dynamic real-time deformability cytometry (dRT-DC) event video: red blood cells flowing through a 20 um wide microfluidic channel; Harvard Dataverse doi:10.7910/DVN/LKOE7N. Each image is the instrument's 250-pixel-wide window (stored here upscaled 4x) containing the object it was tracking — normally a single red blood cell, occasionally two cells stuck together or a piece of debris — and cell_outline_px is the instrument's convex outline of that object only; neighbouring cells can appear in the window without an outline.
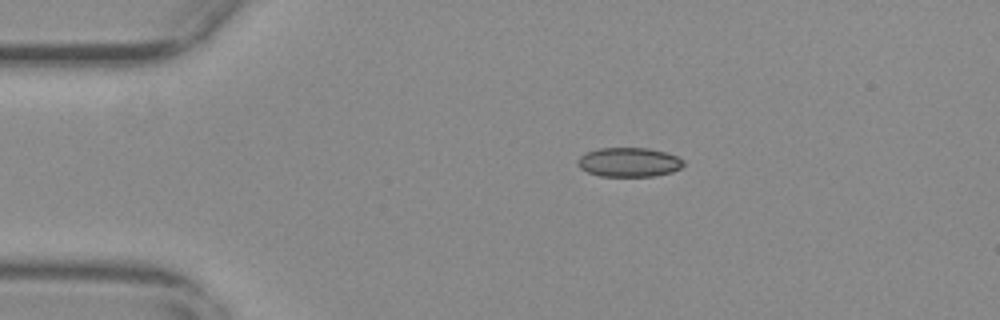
{"species": "common noctule bat (a hibernating species)", "species_latin": "Nyctalus noctula", "temperature_condition": "warm", "stored_images_in_passage": 50, "camera_frame_rate_fps": 3000, "um_per_image_px": 0.085, "animal": {"sex": "female", "body_mass_g": 29.2, "forearm_length_mm": 56.3}, "frame": {"image": 1, "passage_image": 5, "time_ms": 1.333, "image_size_px": [1000, 320], "cell_outline_px": [[684, 164], [680, 168], [672, 172], [652, 176], [600, 176], [588, 172], [580, 168], [576, 160], [580, 156], [588, 152], [600, 148], [648, 148], [664, 152], [676, 156], [684, 160]], "centroid_in_image_um": [53.46, 13.79], "position_along_channel_um": 31.5, "area_um2": 17.92}}
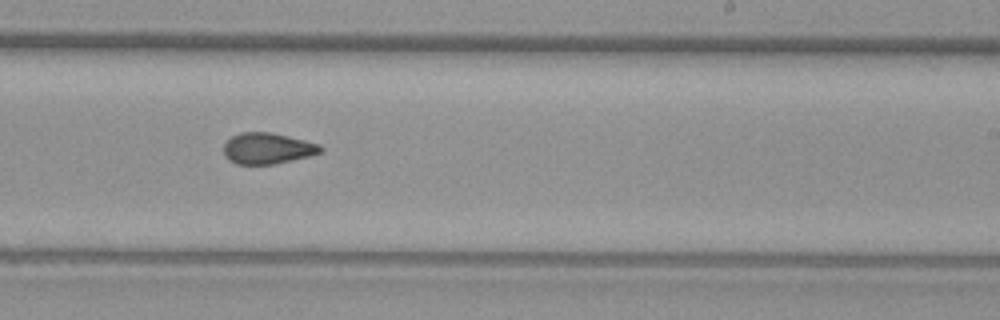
{"frame": {"image": 2, "passage_image": 28, "time_ms": 9.0, "image_size_px": [1000, 320], "cell_outline_px": [[324, 148], [320, 152], [308, 156], [272, 164], [236, 164], [228, 160], [224, 156], [224, 144], [232, 136], [240, 132], [272, 132], [320, 144]], "centroid_in_image_um": [22.71, 12.6], "position_along_channel_um": 266.3, "area_um2": 17.46}}
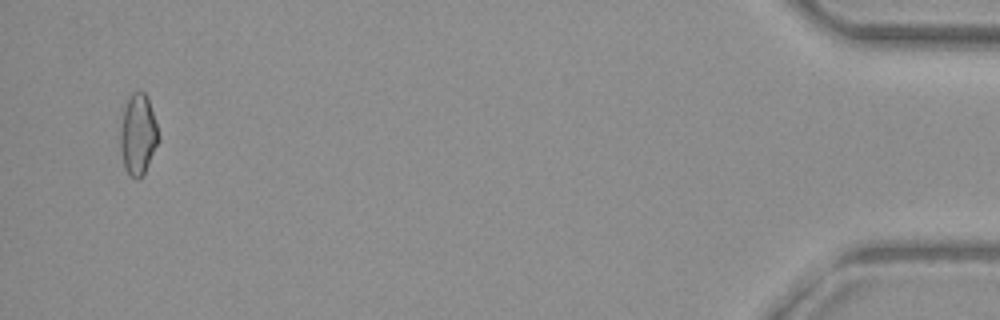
{"frame": {"image": 3, "passage_image": 48, "time_ms": 15.667, "image_size_px": [1000, 320], "cell_outline_px": [[160, 140], [140, 180], [136, 180], [124, 168], [120, 152], [120, 128], [124, 108], [128, 96], [132, 92], [144, 92], [148, 100], [160, 136]], "centroid_in_image_um": [11.72, 11.45], "position_along_channel_um": 423.5, "area_um2": 17.98}, "authors_computed_cell_mechanics": {"area_um2": 17.7735, "velocity_mm_per_s": 3.6961, "shape_relaxation_time_tau1_ms": null, "shape_relaxation_time_tau2_ms": 1.9889, "deformation_change_tau1": null, "deformation_change_tau2": 0.0744}}